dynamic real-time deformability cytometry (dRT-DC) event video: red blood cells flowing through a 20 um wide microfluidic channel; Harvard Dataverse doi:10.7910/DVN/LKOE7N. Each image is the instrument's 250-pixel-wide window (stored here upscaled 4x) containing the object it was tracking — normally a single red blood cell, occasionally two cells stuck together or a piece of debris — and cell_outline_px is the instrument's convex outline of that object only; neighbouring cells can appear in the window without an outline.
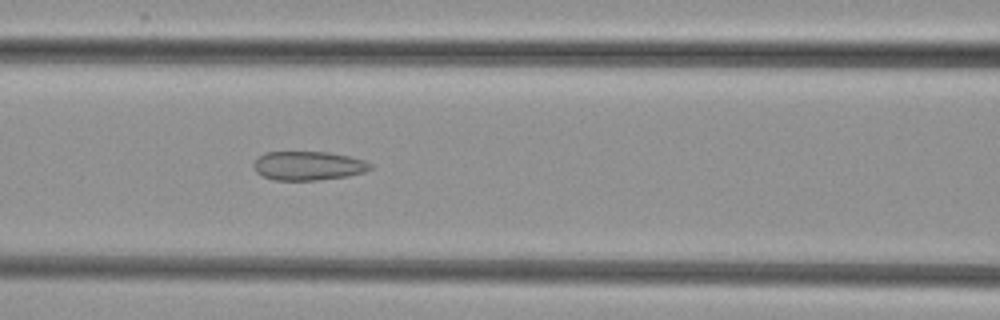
{"species": "common noctule bat (a hibernating species)", "species_latin": "Nyctalus noctula", "temperature_condition": "cold", "stored_images_in_passage": 34, "camera_frame_rate_fps": 3000, "um_per_image_px": 0.085, "animal": {"sex": "female", "body_mass_g": 29.2, "forearm_length_mm": 56.3}, "frame": {"image": 1, "passage_image": 12, "time_ms": 3.667, "image_size_px": [1000, 320], "cell_outline_px": [[372, 168], [364, 172], [348, 176], [316, 180], [272, 180], [256, 172], [256, 160], [264, 152], [328, 152], [348, 156], [364, 160], [372, 164]], "centroid_in_image_um": [26.24, 14.09], "position_along_channel_um": 140.4, "area_um2": 19.48}}
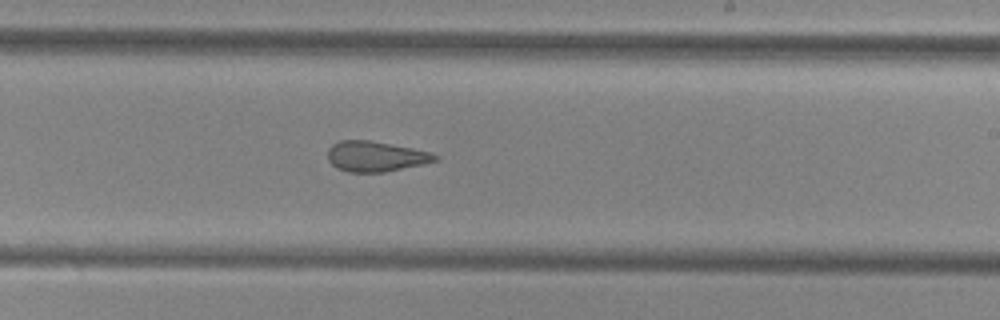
{"frame": {"image": 2, "passage_image": 21, "time_ms": 6.667, "image_size_px": [1000, 320], "cell_outline_px": [[440, 156], [436, 160], [424, 164], [384, 172], [348, 172], [336, 168], [328, 160], [328, 148], [332, 144], [340, 140], [368, 140], [412, 148], [428, 152]], "centroid_in_image_um": [31.89, 13.3], "position_along_channel_um": 257.1, "area_um2": 18.9}}
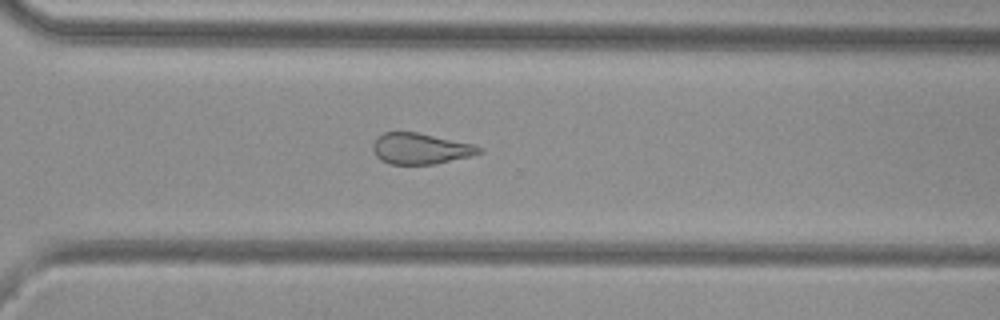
{"frame": {"image": 3, "passage_image": 27, "time_ms": 8.667, "image_size_px": [1000, 320], "cell_outline_px": [[484, 152], [472, 156], [436, 164], [388, 164], [380, 160], [376, 156], [372, 148], [372, 144], [376, 136], [384, 132], [416, 132], [472, 144], [484, 148]], "centroid_in_image_um": [35.73, 12.64], "position_along_channel_um": 334.9, "area_um2": 19.36}}